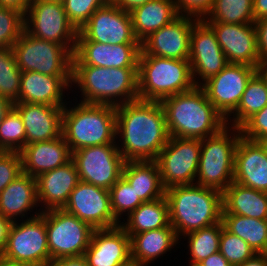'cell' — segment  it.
<instances>
[{
  "mask_svg": "<svg viewBox=\"0 0 267 266\" xmlns=\"http://www.w3.org/2000/svg\"><path fill=\"white\" fill-rule=\"evenodd\" d=\"M169 137L161 102L137 99L116 107V144L125 161H155Z\"/></svg>",
  "mask_w": 267,
  "mask_h": 266,
  "instance_id": "1",
  "label": "cell"
},
{
  "mask_svg": "<svg viewBox=\"0 0 267 266\" xmlns=\"http://www.w3.org/2000/svg\"><path fill=\"white\" fill-rule=\"evenodd\" d=\"M12 50L21 72L72 77L73 54L62 45L36 38L24 30Z\"/></svg>",
  "mask_w": 267,
  "mask_h": 266,
  "instance_id": "8",
  "label": "cell"
},
{
  "mask_svg": "<svg viewBox=\"0 0 267 266\" xmlns=\"http://www.w3.org/2000/svg\"><path fill=\"white\" fill-rule=\"evenodd\" d=\"M76 41H95L103 44H141L133 31L129 11L112 1L97 9L78 30Z\"/></svg>",
  "mask_w": 267,
  "mask_h": 266,
  "instance_id": "14",
  "label": "cell"
},
{
  "mask_svg": "<svg viewBox=\"0 0 267 266\" xmlns=\"http://www.w3.org/2000/svg\"><path fill=\"white\" fill-rule=\"evenodd\" d=\"M205 22L254 23L253 0H214Z\"/></svg>",
  "mask_w": 267,
  "mask_h": 266,
  "instance_id": "36",
  "label": "cell"
},
{
  "mask_svg": "<svg viewBox=\"0 0 267 266\" xmlns=\"http://www.w3.org/2000/svg\"><path fill=\"white\" fill-rule=\"evenodd\" d=\"M169 222L178 239L222 221L223 193L200 185L174 186L165 190Z\"/></svg>",
  "mask_w": 267,
  "mask_h": 266,
  "instance_id": "4",
  "label": "cell"
},
{
  "mask_svg": "<svg viewBox=\"0 0 267 266\" xmlns=\"http://www.w3.org/2000/svg\"><path fill=\"white\" fill-rule=\"evenodd\" d=\"M201 263L204 266H232L219 251L208 256Z\"/></svg>",
  "mask_w": 267,
  "mask_h": 266,
  "instance_id": "50",
  "label": "cell"
},
{
  "mask_svg": "<svg viewBox=\"0 0 267 266\" xmlns=\"http://www.w3.org/2000/svg\"><path fill=\"white\" fill-rule=\"evenodd\" d=\"M62 136L71 153L85 147L116 144V107L70 99L63 109Z\"/></svg>",
  "mask_w": 267,
  "mask_h": 266,
  "instance_id": "5",
  "label": "cell"
},
{
  "mask_svg": "<svg viewBox=\"0 0 267 266\" xmlns=\"http://www.w3.org/2000/svg\"><path fill=\"white\" fill-rule=\"evenodd\" d=\"M199 19L179 15L141 42V50L151 56L188 60L193 25Z\"/></svg>",
  "mask_w": 267,
  "mask_h": 266,
  "instance_id": "19",
  "label": "cell"
},
{
  "mask_svg": "<svg viewBox=\"0 0 267 266\" xmlns=\"http://www.w3.org/2000/svg\"><path fill=\"white\" fill-rule=\"evenodd\" d=\"M254 21L267 17V0H253Z\"/></svg>",
  "mask_w": 267,
  "mask_h": 266,
  "instance_id": "51",
  "label": "cell"
},
{
  "mask_svg": "<svg viewBox=\"0 0 267 266\" xmlns=\"http://www.w3.org/2000/svg\"><path fill=\"white\" fill-rule=\"evenodd\" d=\"M83 256L88 266H126L132 262L130 236L120 225L95 229Z\"/></svg>",
  "mask_w": 267,
  "mask_h": 266,
  "instance_id": "21",
  "label": "cell"
},
{
  "mask_svg": "<svg viewBox=\"0 0 267 266\" xmlns=\"http://www.w3.org/2000/svg\"><path fill=\"white\" fill-rule=\"evenodd\" d=\"M141 44H103L76 41L72 65H93L106 68H138Z\"/></svg>",
  "mask_w": 267,
  "mask_h": 266,
  "instance_id": "20",
  "label": "cell"
},
{
  "mask_svg": "<svg viewBox=\"0 0 267 266\" xmlns=\"http://www.w3.org/2000/svg\"><path fill=\"white\" fill-rule=\"evenodd\" d=\"M267 105V85L263 76L257 71L249 80L237 109L226 119L231 127H240L254 113Z\"/></svg>",
  "mask_w": 267,
  "mask_h": 266,
  "instance_id": "34",
  "label": "cell"
},
{
  "mask_svg": "<svg viewBox=\"0 0 267 266\" xmlns=\"http://www.w3.org/2000/svg\"><path fill=\"white\" fill-rule=\"evenodd\" d=\"M126 266H146V265H141V264L131 262L130 264H128Z\"/></svg>",
  "mask_w": 267,
  "mask_h": 266,
  "instance_id": "59",
  "label": "cell"
},
{
  "mask_svg": "<svg viewBox=\"0 0 267 266\" xmlns=\"http://www.w3.org/2000/svg\"><path fill=\"white\" fill-rule=\"evenodd\" d=\"M47 1L61 2V3H63V2H64V0H47Z\"/></svg>",
  "mask_w": 267,
  "mask_h": 266,
  "instance_id": "60",
  "label": "cell"
},
{
  "mask_svg": "<svg viewBox=\"0 0 267 266\" xmlns=\"http://www.w3.org/2000/svg\"><path fill=\"white\" fill-rule=\"evenodd\" d=\"M233 181L267 192V153L260 142L240 137L234 154Z\"/></svg>",
  "mask_w": 267,
  "mask_h": 266,
  "instance_id": "23",
  "label": "cell"
},
{
  "mask_svg": "<svg viewBox=\"0 0 267 266\" xmlns=\"http://www.w3.org/2000/svg\"><path fill=\"white\" fill-rule=\"evenodd\" d=\"M222 223L227 231L246 241L256 253L267 254V219L228 214L223 210Z\"/></svg>",
  "mask_w": 267,
  "mask_h": 266,
  "instance_id": "33",
  "label": "cell"
},
{
  "mask_svg": "<svg viewBox=\"0 0 267 266\" xmlns=\"http://www.w3.org/2000/svg\"><path fill=\"white\" fill-rule=\"evenodd\" d=\"M46 266H88L84 256L65 257L50 261Z\"/></svg>",
  "mask_w": 267,
  "mask_h": 266,
  "instance_id": "47",
  "label": "cell"
},
{
  "mask_svg": "<svg viewBox=\"0 0 267 266\" xmlns=\"http://www.w3.org/2000/svg\"><path fill=\"white\" fill-rule=\"evenodd\" d=\"M80 181L109 190L121 177L125 164L117 144L85 147L72 152Z\"/></svg>",
  "mask_w": 267,
  "mask_h": 266,
  "instance_id": "13",
  "label": "cell"
},
{
  "mask_svg": "<svg viewBox=\"0 0 267 266\" xmlns=\"http://www.w3.org/2000/svg\"><path fill=\"white\" fill-rule=\"evenodd\" d=\"M24 31V14L0 6V48H12Z\"/></svg>",
  "mask_w": 267,
  "mask_h": 266,
  "instance_id": "41",
  "label": "cell"
},
{
  "mask_svg": "<svg viewBox=\"0 0 267 266\" xmlns=\"http://www.w3.org/2000/svg\"><path fill=\"white\" fill-rule=\"evenodd\" d=\"M26 145V132L19 112L13 107L0 125V151L20 152Z\"/></svg>",
  "mask_w": 267,
  "mask_h": 266,
  "instance_id": "39",
  "label": "cell"
},
{
  "mask_svg": "<svg viewBox=\"0 0 267 266\" xmlns=\"http://www.w3.org/2000/svg\"><path fill=\"white\" fill-rule=\"evenodd\" d=\"M187 266H204L201 262L188 261Z\"/></svg>",
  "mask_w": 267,
  "mask_h": 266,
  "instance_id": "57",
  "label": "cell"
},
{
  "mask_svg": "<svg viewBox=\"0 0 267 266\" xmlns=\"http://www.w3.org/2000/svg\"><path fill=\"white\" fill-rule=\"evenodd\" d=\"M111 0H64V10L68 20L79 30L99 8Z\"/></svg>",
  "mask_w": 267,
  "mask_h": 266,
  "instance_id": "42",
  "label": "cell"
},
{
  "mask_svg": "<svg viewBox=\"0 0 267 266\" xmlns=\"http://www.w3.org/2000/svg\"><path fill=\"white\" fill-rule=\"evenodd\" d=\"M79 181L77 167L72 159L65 165L36 177L41 211L62 209Z\"/></svg>",
  "mask_w": 267,
  "mask_h": 266,
  "instance_id": "26",
  "label": "cell"
},
{
  "mask_svg": "<svg viewBox=\"0 0 267 266\" xmlns=\"http://www.w3.org/2000/svg\"><path fill=\"white\" fill-rule=\"evenodd\" d=\"M261 61L267 62V17L254 22Z\"/></svg>",
  "mask_w": 267,
  "mask_h": 266,
  "instance_id": "46",
  "label": "cell"
},
{
  "mask_svg": "<svg viewBox=\"0 0 267 266\" xmlns=\"http://www.w3.org/2000/svg\"><path fill=\"white\" fill-rule=\"evenodd\" d=\"M179 15L204 19L213 7L214 0H174Z\"/></svg>",
  "mask_w": 267,
  "mask_h": 266,
  "instance_id": "45",
  "label": "cell"
},
{
  "mask_svg": "<svg viewBox=\"0 0 267 266\" xmlns=\"http://www.w3.org/2000/svg\"><path fill=\"white\" fill-rule=\"evenodd\" d=\"M188 60L195 86H201L228 64L215 32L203 19L193 25Z\"/></svg>",
  "mask_w": 267,
  "mask_h": 266,
  "instance_id": "16",
  "label": "cell"
},
{
  "mask_svg": "<svg viewBox=\"0 0 267 266\" xmlns=\"http://www.w3.org/2000/svg\"><path fill=\"white\" fill-rule=\"evenodd\" d=\"M237 266H267V254L257 253L253 258Z\"/></svg>",
  "mask_w": 267,
  "mask_h": 266,
  "instance_id": "53",
  "label": "cell"
},
{
  "mask_svg": "<svg viewBox=\"0 0 267 266\" xmlns=\"http://www.w3.org/2000/svg\"><path fill=\"white\" fill-rule=\"evenodd\" d=\"M71 82L72 77L49 76L35 71L22 72L18 102L64 107L72 98Z\"/></svg>",
  "mask_w": 267,
  "mask_h": 266,
  "instance_id": "22",
  "label": "cell"
},
{
  "mask_svg": "<svg viewBox=\"0 0 267 266\" xmlns=\"http://www.w3.org/2000/svg\"><path fill=\"white\" fill-rule=\"evenodd\" d=\"M170 137L204 139L227 126L200 86L161 101Z\"/></svg>",
  "mask_w": 267,
  "mask_h": 266,
  "instance_id": "3",
  "label": "cell"
},
{
  "mask_svg": "<svg viewBox=\"0 0 267 266\" xmlns=\"http://www.w3.org/2000/svg\"><path fill=\"white\" fill-rule=\"evenodd\" d=\"M109 194L112 213L119 223L143 203L123 176L109 189Z\"/></svg>",
  "mask_w": 267,
  "mask_h": 266,
  "instance_id": "38",
  "label": "cell"
},
{
  "mask_svg": "<svg viewBox=\"0 0 267 266\" xmlns=\"http://www.w3.org/2000/svg\"><path fill=\"white\" fill-rule=\"evenodd\" d=\"M0 266H31L30 264L9 260L0 255Z\"/></svg>",
  "mask_w": 267,
  "mask_h": 266,
  "instance_id": "55",
  "label": "cell"
},
{
  "mask_svg": "<svg viewBox=\"0 0 267 266\" xmlns=\"http://www.w3.org/2000/svg\"><path fill=\"white\" fill-rule=\"evenodd\" d=\"M13 107L12 101L0 95V125Z\"/></svg>",
  "mask_w": 267,
  "mask_h": 266,
  "instance_id": "54",
  "label": "cell"
},
{
  "mask_svg": "<svg viewBox=\"0 0 267 266\" xmlns=\"http://www.w3.org/2000/svg\"><path fill=\"white\" fill-rule=\"evenodd\" d=\"M239 129L241 136L251 141L260 142L267 138V105L249 117Z\"/></svg>",
  "mask_w": 267,
  "mask_h": 266,
  "instance_id": "44",
  "label": "cell"
},
{
  "mask_svg": "<svg viewBox=\"0 0 267 266\" xmlns=\"http://www.w3.org/2000/svg\"><path fill=\"white\" fill-rule=\"evenodd\" d=\"M256 67L228 63L200 87L217 111L227 119L236 109Z\"/></svg>",
  "mask_w": 267,
  "mask_h": 266,
  "instance_id": "15",
  "label": "cell"
},
{
  "mask_svg": "<svg viewBox=\"0 0 267 266\" xmlns=\"http://www.w3.org/2000/svg\"><path fill=\"white\" fill-rule=\"evenodd\" d=\"M260 143L262 144V146L264 147V149L267 153V138L261 140Z\"/></svg>",
  "mask_w": 267,
  "mask_h": 266,
  "instance_id": "58",
  "label": "cell"
},
{
  "mask_svg": "<svg viewBox=\"0 0 267 266\" xmlns=\"http://www.w3.org/2000/svg\"><path fill=\"white\" fill-rule=\"evenodd\" d=\"M24 30L36 38L62 45L74 53L78 30L68 20L61 2L31 0L24 14Z\"/></svg>",
  "mask_w": 267,
  "mask_h": 266,
  "instance_id": "10",
  "label": "cell"
},
{
  "mask_svg": "<svg viewBox=\"0 0 267 266\" xmlns=\"http://www.w3.org/2000/svg\"><path fill=\"white\" fill-rule=\"evenodd\" d=\"M223 210L228 214L267 219V192L232 182L223 192Z\"/></svg>",
  "mask_w": 267,
  "mask_h": 266,
  "instance_id": "30",
  "label": "cell"
},
{
  "mask_svg": "<svg viewBox=\"0 0 267 266\" xmlns=\"http://www.w3.org/2000/svg\"><path fill=\"white\" fill-rule=\"evenodd\" d=\"M215 32L228 63L258 68L261 61L254 23L234 24L206 22Z\"/></svg>",
  "mask_w": 267,
  "mask_h": 266,
  "instance_id": "18",
  "label": "cell"
},
{
  "mask_svg": "<svg viewBox=\"0 0 267 266\" xmlns=\"http://www.w3.org/2000/svg\"><path fill=\"white\" fill-rule=\"evenodd\" d=\"M12 223V221L0 214V255H2L6 247L9 230Z\"/></svg>",
  "mask_w": 267,
  "mask_h": 266,
  "instance_id": "48",
  "label": "cell"
},
{
  "mask_svg": "<svg viewBox=\"0 0 267 266\" xmlns=\"http://www.w3.org/2000/svg\"><path fill=\"white\" fill-rule=\"evenodd\" d=\"M30 3L31 0H0V6L16 9L23 14L27 12Z\"/></svg>",
  "mask_w": 267,
  "mask_h": 266,
  "instance_id": "49",
  "label": "cell"
},
{
  "mask_svg": "<svg viewBox=\"0 0 267 266\" xmlns=\"http://www.w3.org/2000/svg\"><path fill=\"white\" fill-rule=\"evenodd\" d=\"M22 173L20 152L0 151V193Z\"/></svg>",
  "mask_w": 267,
  "mask_h": 266,
  "instance_id": "43",
  "label": "cell"
},
{
  "mask_svg": "<svg viewBox=\"0 0 267 266\" xmlns=\"http://www.w3.org/2000/svg\"><path fill=\"white\" fill-rule=\"evenodd\" d=\"M200 153V139L169 137L155 160L165 190L195 184Z\"/></svg>",
  "mask_w": 267,
  "mask_h": 266,
  "instance_id": "12",
  "label": "cell"
},
{
  "mask_svg": "<svg viewBox=\"0 0 267 266\" xmlns=\"http://www.w3.org/2000/svg\"><path fill=\"white\" fill-rule=\"evenodd\" d=\"M137 71L138 68L72 65L73 99L78 101L79 98L82 103L114 107L135 101L139 99Z\"/></svg>",
  "mask_w": 267,
  "mask_h": 266,
  "instance_id": "2",
  "label": "cell"
},
{
  "mask_svg": "<svg viewBox=\"0 0 267 266\" xmlns=\"http://www.w3.org/2000/svg\"><path fill=\"white\" fill-rule=\"evenodd\" d=\"M257 71L263 76L266 85H267V62L262 63L258 68Z\"/></svg>",
  "mask_w": 267,
  "mask_h": 266,
  "instance_id": "56",
  "label": "cell"
},
{
  "mask_svg": "<svg viewBox=\"0 0 267 266\" xmlns=\"http://www.w3.org/2000/svg\"><path fill=\"white\" fill-rule=\"evenodd\" d=\"M130 236L131 261L133 263L152 266L157 259L163 260V256L179 246V239L175 230L169 224L167 227L148 230ZM175 248V249H174Z\"/></svg>",
  "mask_w": 267,
  "mask_h": 266,
  "instance_id": "28",
  "label": "cell"
},
{
  "mask_svg": "<svg viewBox=\"0 0 267 266\" xmlns=\"http://www.w3.org/2000/svg\"><path fill=\"white\" fill-rule=\"evenodd\" d=\"M122 176L134 188L137 196L143 202L165 196L156 161H125Z\"/></svg>",
  "mask_w": 267,
  "mask_h": 266,
  "instance_id": "31",
  "label": "cell"
},
{
  "mask_svg": "<svg viewBox=\"0 0 267 266\" xmlns=\"http://www.w3.org/2000/svg\"><path fill=\"white\" fill-rule=\"evenodd\" d=\"M119 8L125 11H131L133 8L143 5L152 0H111Z\"/></svg>",
  "mask_w": 267,
  "mask_h": 266,
  "instance_id": "52",
  "label": "cell"
},
{
  "mask_svg": "<svg viewBox=\"0 0 267 266\" xmlns=\"http://www.w3.org/2000/svg\"><path fill=\"white\" fill-rule=\"evenodd\" d=\"M41 213L36 178L29 174L22 172L0 193V214L12 222Z\"/></svg>",
  "mask_w": 267,
  "mask_h": 266,
  "instance_id": "24",
  "label": "cell"
},
{
  "mask_svg": "<svg viewBox=\"0 0 267 266\" xmlns=\"http://www.w3.org/2000/svg\"><path fill=\"white\" fill-rule=\"evenodd\" d=\"M169 224V204L166 196L143 202L120 222V226L127 234L160 229Z\"/></svg>",
  "mask_w": 267,
  "mask_h": 266,
  "instance_id": "32",
  "label": "cell"
},
{
  "mask_svg": "<svg viewBox=\"0 0 267 266\" xmlns=\"http://www.w3.org/2000/svg\"><path fill=\"white\" fill-rule=\"evenodd\" d=\"M62 209L87 222L94 229L120 225L111 210L109 190L87 182H78Z\"/></svg>",
  "mask_w": 267,
  "mask_h": 266,
  "instance_id": "17",
  "label": "cell"
},
{
  "mask_svg": "<svg viewBox=\"0 0 267 266\" xmlns=\"http://www.w3.org/2000/svg\"><path fill=\"white\" fill-rule=\"evenodd\" d=\"M241 137L238 127L226 126L201 140L195 184L223 192L234 179V154Z\"/></svg>",
  "mask_w": 267,
  "mask_h": 266,
  "instance_id": "7",
  "label": "cell"
},
{
  "mask_svg": "<svg viewBox=\"0 0 267 266\" xmlns=\"http://www.w3.org/2000/svg\"><path fill=\"white\" fill-rule=\"evenodd\" d=\"M223 227L224 225L220 221L214 225L188 233L180 238L179 246H184V241H187L186 246H184V250H187V261L201 262L211 254L218 252Z\"/></svg>",
  "mask_w": 267,
  "mask_h": 266,
  "instance_id": "35",
  "label": "cell"
},
{
  "mask_svg": "<svg viewBox=\"0 0 267 266\" xmlns=\"http://www.w3.org/2000/svg\"><path fill=\"white\" fill-rule=\"evenodd\" d=\"M3 257L31 266H46L50 261L45 211L12 223Z\"/></svg>",
  "mask_w": 267,
  "mask_h": 266,
  "instance_id": "11",
  "label": "cell"
},
{
  "mask_svg": "<svg viewBox=\"0 0 267 266\" xmlns=\"http://www.w3.org/2000/svg\"><path fill=\"white\" fill-rule=\"evenodd\" d=\"M21 73L12 48H0V95L13 103L18 102Z\"/></svg>",
  "mask_w": 267,
  "mask_h": 266,
  "instance_id": "37",
  "label": "cell"
},
{
  "mask_svg": "<svg viewBox=\"0 0 267 266\" xmlns=\"http://www.w3.org/2000/svg\"><path fill=\"white\" fill-rule=\"evenodd\" d=\"M133 31L141 43L179 16L174 0H152L130 11Z\"/></svg>",
  "mask_w": 267,
  "mask_h": 266,
  "instance_id": "29",
  "label": "cell"
},
{
  "mask_svg": "<svg viewBox=\"0 0 267 266\" xmlns=\"http://www.w3.org/2000/svg\"><path fill=\"white\" fill-rule=\"evenodd\" d=\"M138 98L158 101L195 87L189 60L151 56L140 51Z\"/></svg>",
  "mask_w": 267,
  "mask_h": 266,
  "instance_id": "6",
  "label": "cell"
},
{
  "mask_svg": "<svg viewBox=\"0 0 267 266\" xmlns=\"http://www.w3.org/2000/svg\"><path fill=\"white\" fill-rule=\"evenodd\" d=\"M45 224L51 261L83 256L95 230L63 209L46 210Z\"/></svg>",
  "mask_w": 267,
  "mask_h": 266,
  "instance_id": "9",
  "label": "cell"
},
{
  "mask_svg": "<svg viewBox=\"0 0 267 266\" xmlns=\"http://www.w3.org/2000/svg\"><path fill=\"white\" fill-rule=\"evenodd\" d=\"M22 117L26 132V145L49 141L62 135L64 107L37 103H14Z\"/></svg>",
  "mask_w": 267,
  "mask_h": 266,
  "instance_id": "25",
  "label": "cell"
},
{
  "mask_svg": "<svg viewBox=\"0 0 267 266\" xmlns=\"http://www.w3.org/2000/svg\"><path fill=\"white\" fill-rule=\"evenodd\" d=\"M20 156L22 172L34 178L72 159V153L62 135L49 141L27 144L20 151Z\"/></svg>",
  "mask_w": 267,
  "mask_h": 266,
  "instance_id": "27",
  "label": "cell"
},
{
  "mask_svg": "<svg viewBox=\"0 0 267 266\" xmlns=\"http://www.w3.org/2000/svg\"><path fill=\"white\" fill-rule=\"evenodd\" d=\"M219 252L232 266L242 264L257 254L246 241L239 236L233 235L224 227L220 235Z\"/></svg>",
  "mask_w": 267,
  "mask_h": 266,
  "instance_id": "40",
  "label": "cell"
}]
</instances>
